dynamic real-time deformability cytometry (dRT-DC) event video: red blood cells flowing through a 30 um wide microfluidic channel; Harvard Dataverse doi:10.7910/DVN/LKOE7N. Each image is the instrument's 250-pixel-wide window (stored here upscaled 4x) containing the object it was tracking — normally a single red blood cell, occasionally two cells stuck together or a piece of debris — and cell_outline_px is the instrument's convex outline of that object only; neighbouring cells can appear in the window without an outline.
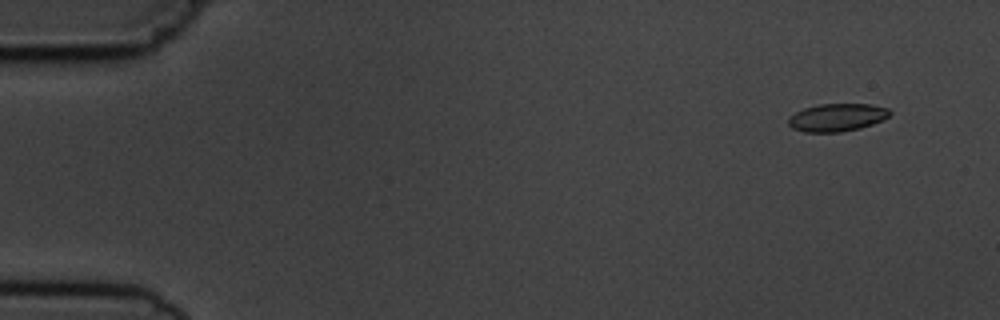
{"species": "common noctule bat (a hibernating species)", "species_latin": "Nyctalus noctula", "temperature_condition": "cold", "stored_images_in_passage": 6, "camera_frame_rate_fps": 3000, "um_per_image_px": 0.085, "animal": {"sex": "male", "body_mass_g": 19.5, "forearm_length_mm": 54.6}, "frame": {"image": 1, "passage_image": 1, "time_ms": 0.0, "image_size_px": [1000, 320], "cell_outline_px": [[892, 112], [888, 116], [872, 124], [860, 128], [840, 132], [804, 132], [792, 128], [788, 124], [788, 116], [804, 108], [820, 104], [872, 104], [888, 108]], "centroid_in_image_um": [71.12, 9.98], "position_along_channel_um": 13.9, "area_um2": 16.42}}
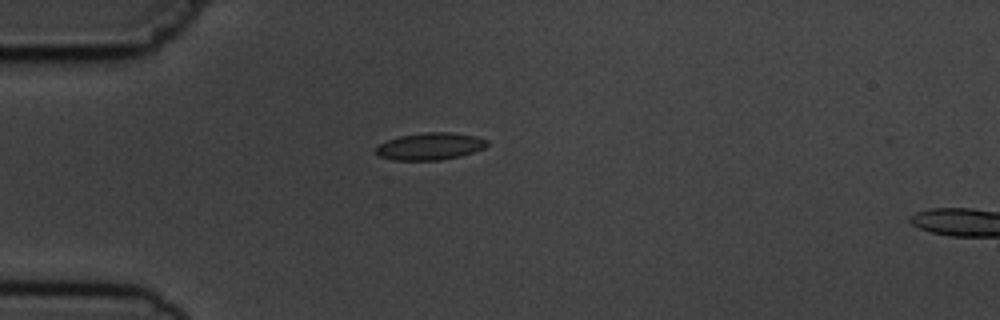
{"frame": {"image": 2, "passage_image": 4, "time_ms": 3.667, "image_size_px": [1000, 320], "cell_outline_px": [[488, 144], [484, 148], [460, 156], [440, 160], [392, 160], [376, 156], [376, 148], [380, 144], [388, 140], [400, 136], [424, 132], [452, 132], [476, 136], [488, 140]], "centroid_in_image_um": [36.55, 12.44], "position_along_channel_um": 48.4, "area_um2": 17.63}}
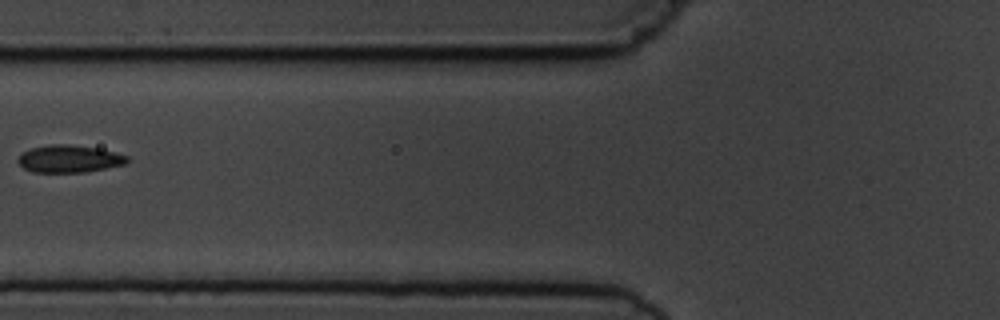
{"frame": {"image": 3, "passage_image": 6, "time_ms": 6.0, "image_size_px": [1000, 320], "cell_outline_px": [[128, 160], [124, 164], [84, 172], [32, 172], [24, 168], [16, 160], [24, 152], [32, 148], [48, 144], [68, 144], [96, 148], [116, 152], [128, 156]], "centroid_in_image_um": [5.87, 13.49], "position_along_channel_um": 119.9, "area_um2": 17.22}}